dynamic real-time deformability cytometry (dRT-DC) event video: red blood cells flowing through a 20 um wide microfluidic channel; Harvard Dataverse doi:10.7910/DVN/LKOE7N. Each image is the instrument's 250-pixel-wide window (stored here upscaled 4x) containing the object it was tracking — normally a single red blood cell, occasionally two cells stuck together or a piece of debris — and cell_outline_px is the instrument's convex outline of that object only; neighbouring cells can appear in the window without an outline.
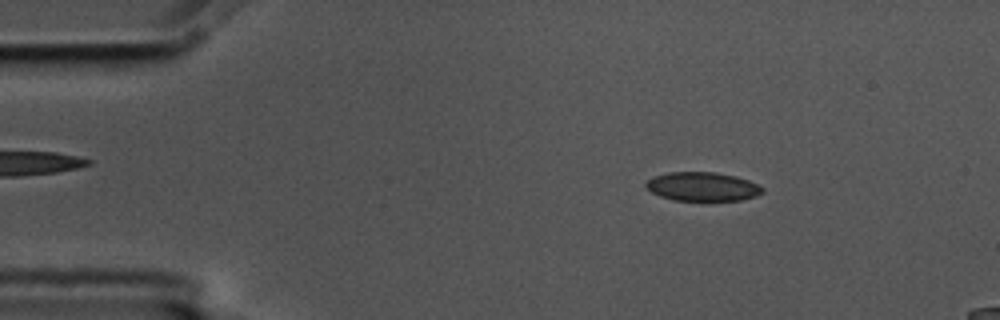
{"species": "common noctule bat (a hibernating species)", "species_latin": "Nyctalus noctula", "temperature_condition": "cold", "stored_images_in_passage": 56, "camera_frame_rate_fps": 3000, "um_per_image_px": 0.085, "animal": {"sex": "male", "body_mass_g": 17.5, "forearm_length_mm": 52.3}, "frame": {"image": 1, "passage_image": 8, "time_ms": 2.333, "image_size_px": [1000, 320], "cell_outline_px": [[764, 192], [756, 196], [740, 200], [672, 200], [660, 196], [652, 192], [644, 184], [648, 180], [656, 176], [668, 172], [716, 172], [736, 176], [748, 180], [764, 188]], "centroid_in_image_um": [59.73, 15.86], "position_along_channel_um": 25.3, "area_um2": 19.48}}
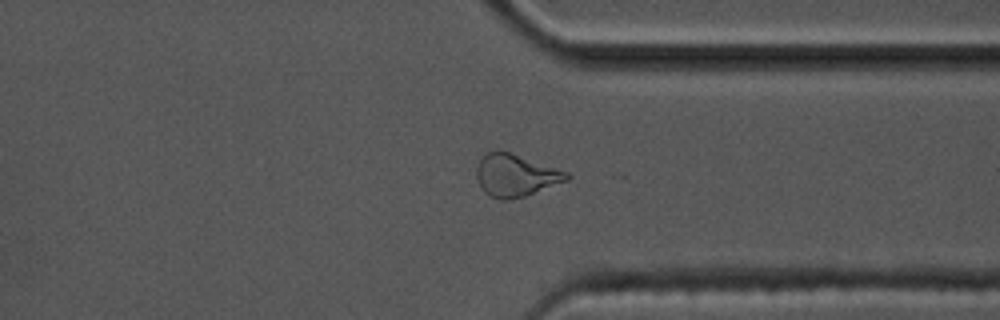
{"frame": {"image": 2, "passage_image": 42, "time_ms": 13.667, "image_size_px": [1000, 320], "cell_outline_px": [[572, 176], [568, 180], [524, 196], [508, 200], [500, 200], [484, 192], [476, 176], [476, 168], [480, 160], [488, 152], [508, 152], [568, 172]], "centroid_in_image_um": [43.83, 14.93], "position_along_channel_um": 367.6, "area_um2": 21.68}}
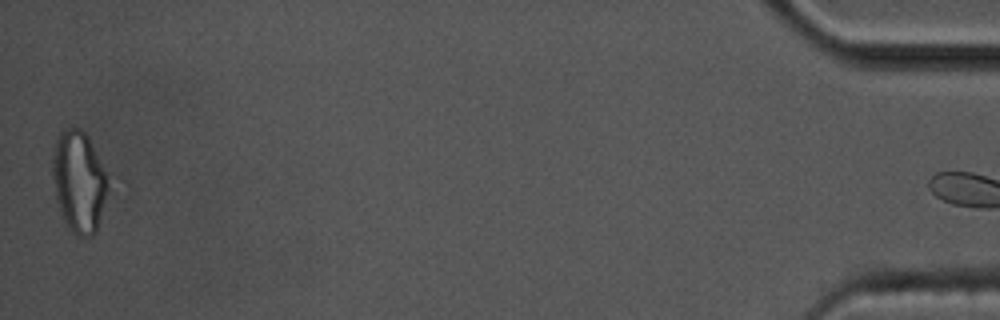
{"frame": {"image": 3, "passage_image": 55, "time_ms": 18.0, "image_size_px": [1000, 320], "cell_outline_px": [[108, 188], [96, 232], [92, 236], [80, 236], [72, 232], [64, 220], [56, 200], [52, 176], [52, 160], [56, 140], [60, 132], [68, 128], [80, 128], [88, 136], [104, 172]], "centroid_in_image_um": [6.67, 15.45], "position_along_channel_um": 428.5, "area_um2": 32.08}}